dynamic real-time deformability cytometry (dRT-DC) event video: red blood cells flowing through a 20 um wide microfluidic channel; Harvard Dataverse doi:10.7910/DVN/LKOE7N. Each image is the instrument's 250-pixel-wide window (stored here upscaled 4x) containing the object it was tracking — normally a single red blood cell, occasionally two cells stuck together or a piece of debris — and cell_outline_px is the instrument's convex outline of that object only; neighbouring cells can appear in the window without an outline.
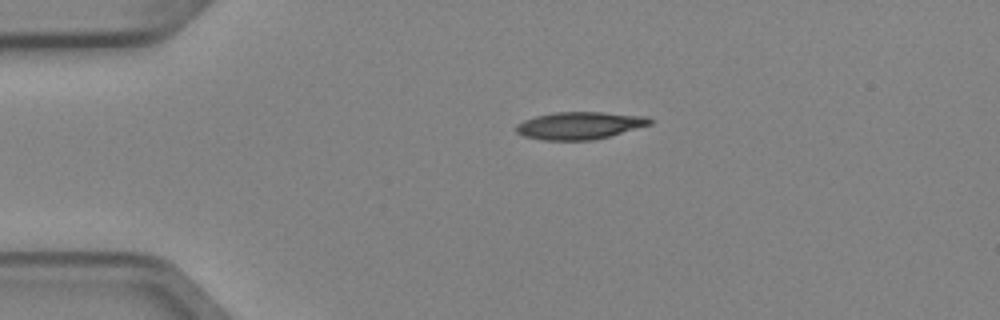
{"species": "Egyptian fruit bat (a non-hibernating species)", "species_latin": "Rousettus aegyptiacus", "temperature_condition": "cold", "stored_images_in_passage": 2, "camera_frame_rate_fps": 3000, "um_per_image_px": 0.085, "animal": {"sex": "female"}, "frame": {"image": 1, "passage_image": 1, "time_ms": 0.0, "image_size_px": [1000, 320], "cell_outline_px": [[652, 124], [608, 136], [592, 140], [544, 140], [524, 136], [516, 132], [516, 124], [524, 120], [536, 116], [552, 112], [604, 112], [648, 116], [652, 120]], "centroid_in_image_um": [49.26, 10.66], "position_along_channel_um": 35.7, "area_um2": 21.33}}
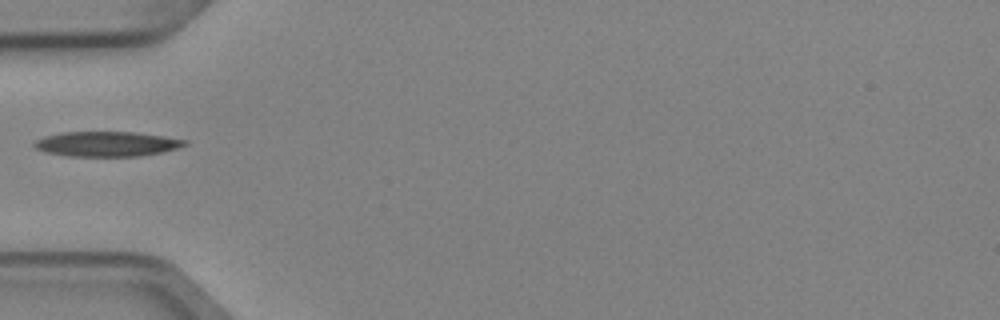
{"frame": {"image": 2, "passage_image": 2, "time_ms": 0.333, "image_size_px": [1000, 320], "cell_outline_px": [[188, 144], [164, 152], [140, 156], [68, 156], [44, 152], [36, 148], [32, 144], [36, 140], [44, 136], [60, 132], [136, 132], [164, 136], [188, 140]], "centroid_in_image_um": [9.07, 12.23], "position_along_channel_um": 75.9, "area_um2": 22.02}}